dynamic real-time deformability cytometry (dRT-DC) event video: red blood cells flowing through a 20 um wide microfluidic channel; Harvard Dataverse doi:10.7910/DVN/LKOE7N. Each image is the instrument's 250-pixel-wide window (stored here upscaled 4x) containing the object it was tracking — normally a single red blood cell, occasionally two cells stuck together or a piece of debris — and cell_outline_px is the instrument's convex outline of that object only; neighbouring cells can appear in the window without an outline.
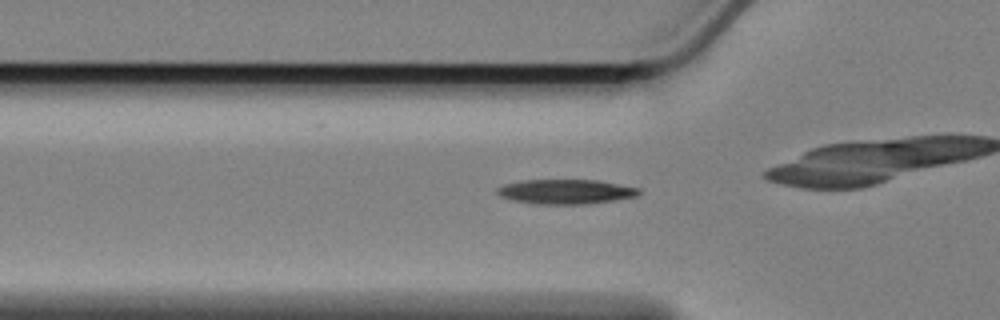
{"species": "Egyptian fruit bat (a non-hibernating species)", "species_latin": "Rousettus aegyptiacus", "temperature_condition": "cold", "stored_images_in_passage": 51, "camera_frame_rate_fps": 3000, "um_per_image_px": 0.085, "animal": {"sex": "female"}, "frame": {"image": 1, "passage_image": 11, "time_ms": 3.333, "image_size_px": [1000, 320], "cell_outline_px": [[640, 192], [636, 196], [588, 204], [532, 204], [512, 200], [500, 196], [496, 192], [496, 188], [504, 184], [528, 180], [596, 180], [640, 188]], "centroid_in_image_um": [48.05, 16.29], "position_along_channel_um": 77.8, "area_um2": 20.23}}
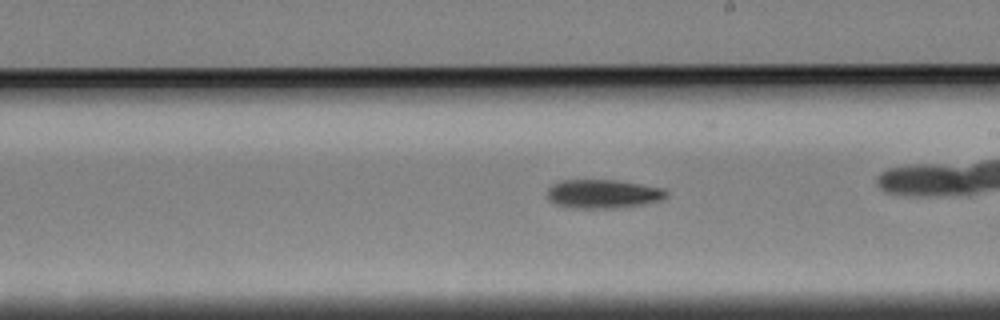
{"frame": {"image": 2, "passage_image": 25, "time_ms": 8.0, "image_size_px": [1000, 320], "cell_outline_px": [[668, 196], [660, 200], [624, 208], [564, 208], [552, 204], [548, 200], [548, 188], [552, 184], [564, 180], [612, 180], [660, 188], [668, 192]], "centroid_in_image_um": [51.18, 16.51], "position_along_channel_um": 237.8, "area_um2": 20.0}}
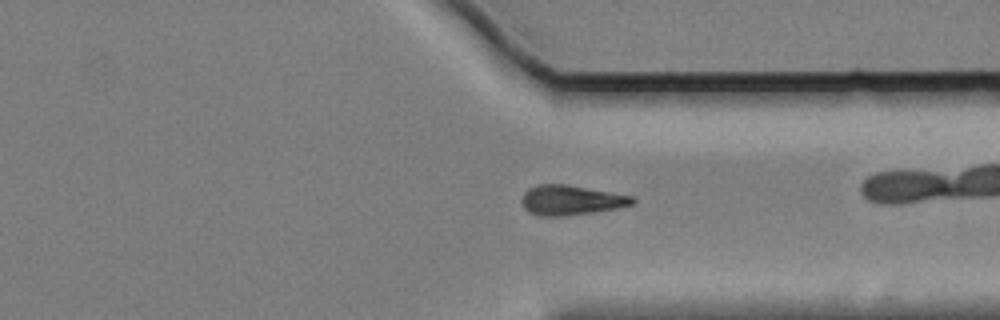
{"frame": {"image": 3, "passage_image": 36, "time_ms": 11.667, "image_size_px": [1000, 320], "cell_outline_px": [[636, 200], [632, 204], [616, 208], [596, 212], [568, 216], [540, 216], [528, 212], [524, 208], [524, 192], [528, 188], [536, 184], [564, 184], [632, 196]], "centroid_in_image_um": [48.52, 17.02], "position_along_channel_um": 362.9, "area_um2": 19.07}, "authors_computed_cell_mechanics": {"area_um2": 19.4208, "velocity_mm_per_s": 3.4083, "shape_relaxation_time_tau1_ms": 2.7198, "shape_relaxation_time_tau2_ms": null, "deformation_change_tau1": 0.0949, "deformation_change_tau2": null}}